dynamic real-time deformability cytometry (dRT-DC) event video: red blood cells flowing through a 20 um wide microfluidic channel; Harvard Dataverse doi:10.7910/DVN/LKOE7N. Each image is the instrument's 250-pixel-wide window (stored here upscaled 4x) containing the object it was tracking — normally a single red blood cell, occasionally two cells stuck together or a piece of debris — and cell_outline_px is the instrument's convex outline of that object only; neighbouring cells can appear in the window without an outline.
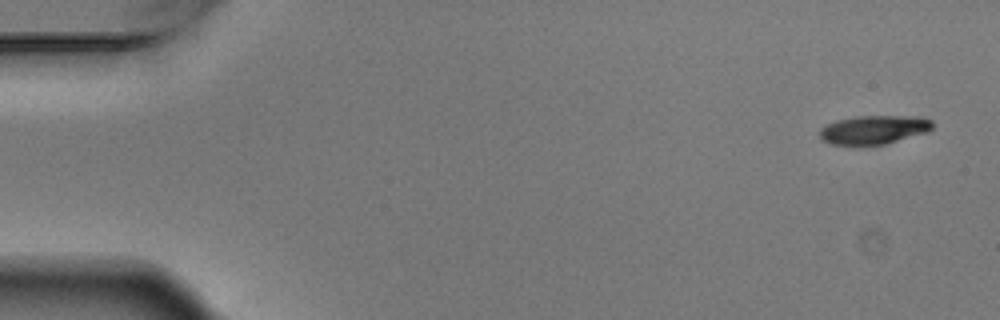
{"species": "Egyptian fruit bat (a non-hibernating species)", "species_latin": "Rousettus aegyptiacus", "temperature_condition": "warm", "stored_images_in_passage": 4, "camera_frame_rate_fps": 3000, "um_per_image_px": 0.085, "animal": {"sex": "male"}, "frame": {"image": 1, "passage_image": 1, "time_ms": 0.0, "image_size_px": [1000, 320], "cell_outline_px": [[932, 128], [928, 132], [884, 144], [832, 144], [820, 140], [820, 128], [836, 120], [856, 116], [924, 116], [932, 120]], "centroid_in_image_um": [74.3, 11.0], "position_along_channel_um": 10.7, "area_um2": 18.84}}